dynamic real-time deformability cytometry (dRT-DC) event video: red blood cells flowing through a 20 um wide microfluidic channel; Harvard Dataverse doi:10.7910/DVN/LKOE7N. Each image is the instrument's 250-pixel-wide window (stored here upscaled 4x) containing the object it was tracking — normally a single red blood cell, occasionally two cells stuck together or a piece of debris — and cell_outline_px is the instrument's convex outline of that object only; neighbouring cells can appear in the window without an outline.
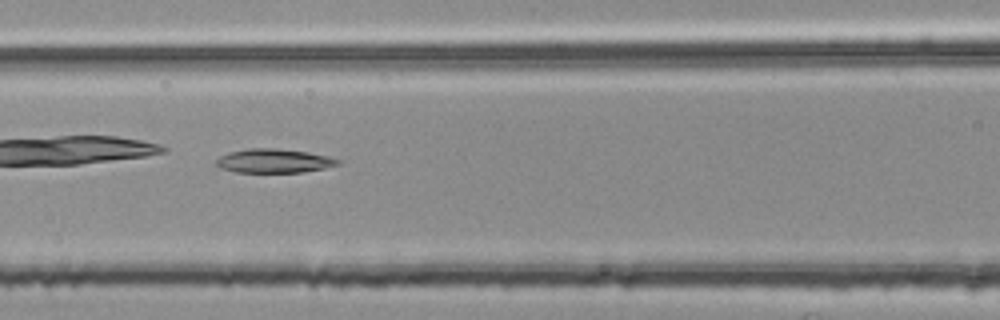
{"species": "common noctule bat (a hibernating species)", "species_latin": "Nyctalus noctula", "temperature_condition": "room temperature", "stored_images_in_passage": 51, "camera_frame_rate_fps": 3000, "um_per_image_px": 0.085, "animal": {"sex": "female", "body_mass_g": 25.1}, "frame": {"image": 1, "passage_image": 22, "time_ms": 7.0, "image_size_px": [1000, 320], "cell_outline_px": [[340, 164], [324, 168], [304, 172], [236, 172], [220, 168], [216, 164], [216, 160], [220, 156], [228, 152], [248, 148], [276, 148], [308, 152], [328, 156], [340, 160]], "centroid_in_image_um": [23.27, 13.67], "position_along_channel_um": 143.3, "area_um2": 16.99}}